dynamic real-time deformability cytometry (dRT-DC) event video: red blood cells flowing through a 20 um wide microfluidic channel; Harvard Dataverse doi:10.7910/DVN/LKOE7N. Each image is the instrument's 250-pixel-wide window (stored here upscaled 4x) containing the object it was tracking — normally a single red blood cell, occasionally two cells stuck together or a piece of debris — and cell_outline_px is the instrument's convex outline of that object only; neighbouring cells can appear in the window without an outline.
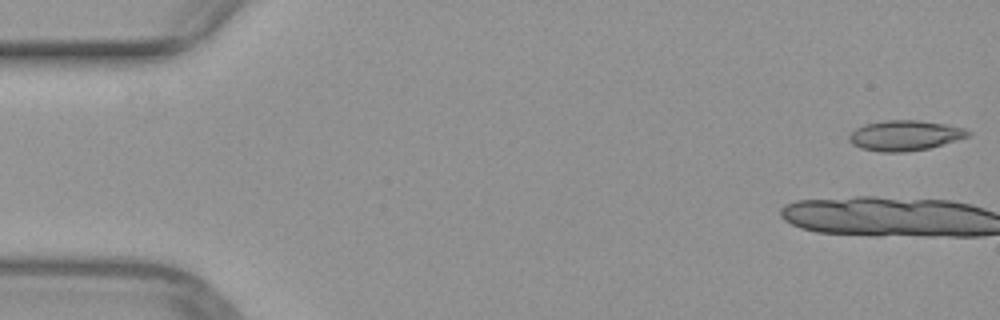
{"species": "common noctule bat (a hibernating species)", "species_latin": "Nyctalus noctula", "temperature_condition": "warm", "stored_images_in_passage": 16, "camera_frame_rate_fps": 3000, "um_per_image_px": 0.085, "animal": {"sex": "female", "body_mass_g": 29.2, "forearm_length_mm": 56.3}, "frame": {"image": 1, "passage_image": 1, "time_ms": 0.0, "image_size_px": [1000, 320], "cell_outline_px": [[972, 132], [968, 136], [956, 140], [928, 148], [904, 152], [880, 152], [860, 148], [852, 144], [848, 140], [848, 136], [856, 128], [864, 124], [884, 120], [920, 120], [948, 124], [964, 128]], "centroid_in_image_um": [76.89, 11.5], "position_along_channel_um": 8.1, "area_um2": 21.04}}